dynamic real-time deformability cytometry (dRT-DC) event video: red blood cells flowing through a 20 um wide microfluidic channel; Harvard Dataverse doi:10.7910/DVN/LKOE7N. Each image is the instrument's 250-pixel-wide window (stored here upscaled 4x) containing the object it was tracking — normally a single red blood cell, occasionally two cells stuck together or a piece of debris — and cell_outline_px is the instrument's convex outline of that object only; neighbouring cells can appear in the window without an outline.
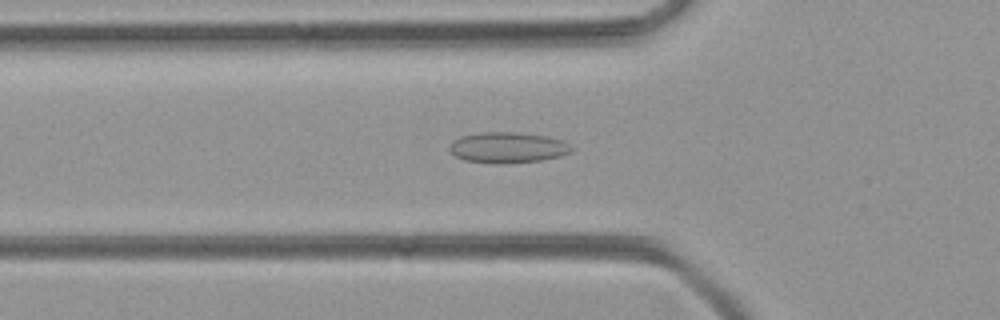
{"species": "common noctule bat (a hibernating species)", "species_latin": "Nyctalus noctula", "temperature_condition": "room temperature", "stored_images_in_passage": 43, "camera_frame_rate_fps": 3000, "um_per_image_px": 0.085, "animal": {"sex": "female", "body_mass_g": 21.9}, "frame": {"image": 1, "passage_image": 10, "time_ms": 3.0, "image_size_px": [1000, 320], "cell_outline_px": [[572, 152], [560, 156], [540, 160], [504, 164], [464, 160], [456, 156], [448, 148], [452, 140], [460, 136], [480, 132], [516, 132], [548, 136], [564, 140], [572, 148]], "centroid_in_image_um": [43.15, 12.53], "position_along_channel_um": 82.6, "area_um2": 21.96}}
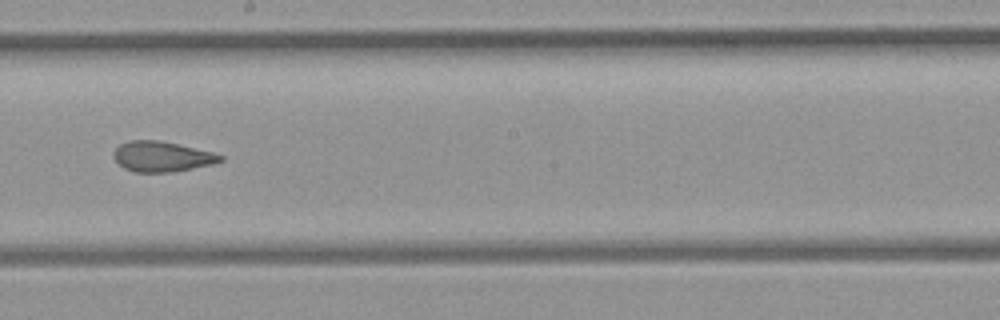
{"frame": {"image": 2, "passage_image": 21, "time_ms": 6.667, "image_size_px": [1000, 320], "cell_outline_px": [[224, 160], [212, 164], [172, 172], [132, 172], [124, 168], [112, 156], [112, 152], [120, 144], [128, 140], [160, 140], [212, 152], [224, 156]], "centroid_in_image_um": [13.73, 13.3], "position_along_channel_um": 234.5, "area_um2": 18.84}}
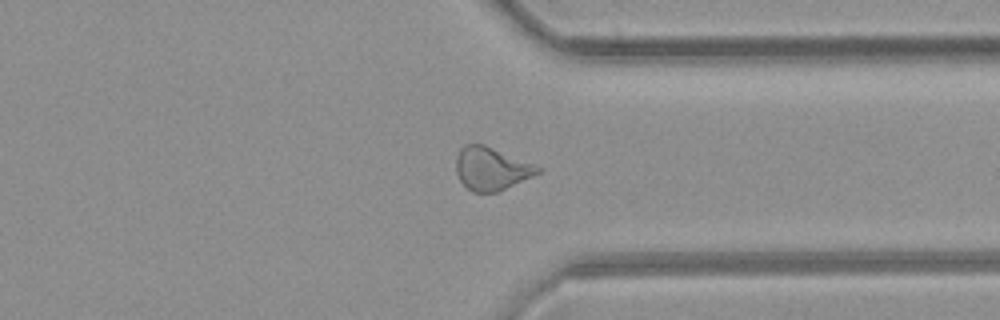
{"frame": {"image": 3, "passage_image": 31, "time_ms": 10.0, "image_size_px": [1000, 320], "cell_outline_px": [[540, 172], [532, 176], [496, 192], [472, 192], [460, 180], [456, 172], [456, 156], [460, 148], [464, 144], [484, 144], [536, 164], [540, 168]], "centroid_in_image_um": [41.74, 14.31], "position_along_channel_um": 369.7, "area_um2": 20.35}}